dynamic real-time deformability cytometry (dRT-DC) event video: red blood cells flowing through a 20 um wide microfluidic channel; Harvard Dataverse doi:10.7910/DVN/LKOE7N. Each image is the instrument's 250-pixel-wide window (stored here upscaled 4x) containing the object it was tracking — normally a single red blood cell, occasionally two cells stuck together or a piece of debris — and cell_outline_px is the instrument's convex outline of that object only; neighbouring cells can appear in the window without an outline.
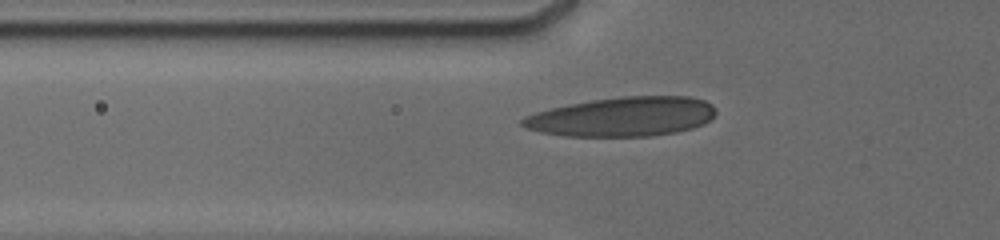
{"species": "human", "species_latin": "Homo sapiens", "temperature_condition": "cold", "stored_images_in_passage": 56, "camera_frame_rate_fps": 3000, "um_per_image_px": 0.085, "donor": {"sex": "male"}, "frame": {"image": 1, "passage_image": 4, "time_ms": 0.333, "image_size_px": [1000, 240], "cell_outline_px": [[716, 112], [704, 124], [692, 128], [676, 132], [652, 136], [568, 136], [540, 132], [524, 128], [520, 124], [520, 120], [524, 116], [536, 112], [568, 104], [592, 100], [624, 96], [692, 96], [704, 100], [712, 104], [716, 108]], "centroid_in_image_um": [52.91, 9.92], "position_along_channel_um": 72.9, "area_um2": 44.51}}
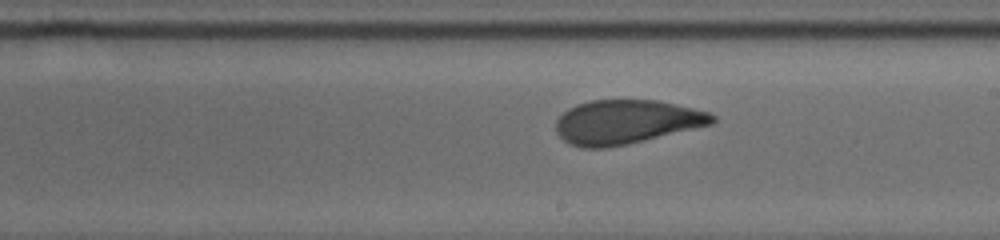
{"frame": {"image": 2, "passage_image": 34, "time_ms": 4.667, "image_size_px": [1000, 240], "cell_outline_px": [[716, 120], [712, 124], [628, 144], [608, 148], [580, 148], [564, 140], [556, 132], [556, 120], [568, 108], [576, 104], [592, 100], [656, 100], [692, 108], [708, 112], [716, 116]], "centroid_in_image_um": [53.21, 10.37], "position_along_channel_um": 235.8, "area_um2": 40.0}}
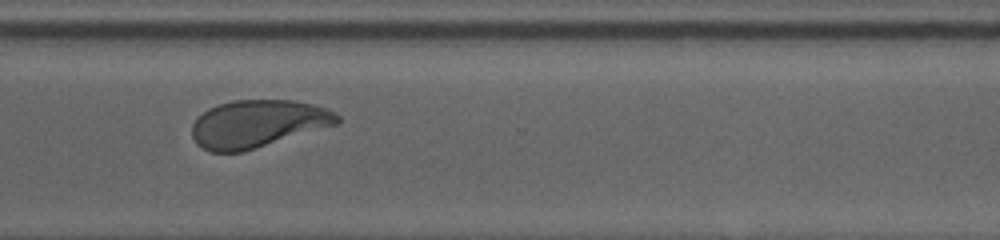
{"frame": {"image": 3, "passage_image": 55, "time_ms": 7.667, "image_size_px": [1000, 240], "cell_outline_px": [[340, 120], [336, 124], [244, 152], [212, 152], [196, 144], [192, 136], [192, 124], [208, 108], [232, 100], [292, 100], [312, 104], [324, 108], [340, 116]], "centroid_in_image_um": [21.87, 10.52], "position_along_channel_um": 348.7, "area_um2": 39.88}}